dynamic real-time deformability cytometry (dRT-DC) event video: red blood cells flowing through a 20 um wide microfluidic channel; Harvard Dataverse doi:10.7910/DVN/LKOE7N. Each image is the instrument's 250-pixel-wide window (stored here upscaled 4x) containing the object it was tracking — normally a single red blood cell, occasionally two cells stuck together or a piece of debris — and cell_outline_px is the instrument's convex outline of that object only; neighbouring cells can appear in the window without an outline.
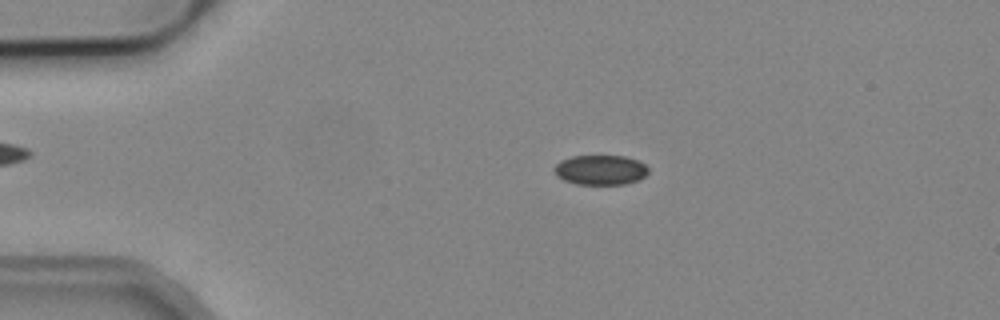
{"species": "common noctule bat (a hibernating species)", "species_latin": "Nyctalus noctula", "temperature_condition": "cold", "stored_images_in_passage": 5, "camera_frame_rate_fps": 3000, "um_per_image_px": 0.085, "animal": {"sex": "male", "body_mass_g": 19.2, "forearm_length_mm": 51.8}, "frame": {"image": 1, "passage_image": 2, "time_ms": 0.333, "image_size_px": [1000, 320], "cell_outline_px": [[648, 172], [644, 176], [636, 180], [624, 184], [576, 184], [564, 180], [556, 176], [552, 168], [560, 160], [572, 156], [624, 156], [640, 160], [648, 168]], "centroid_in_image_um": [51.0, 14.43], "position_along_channel_um": 34.0, "area_um2": 16.42}}
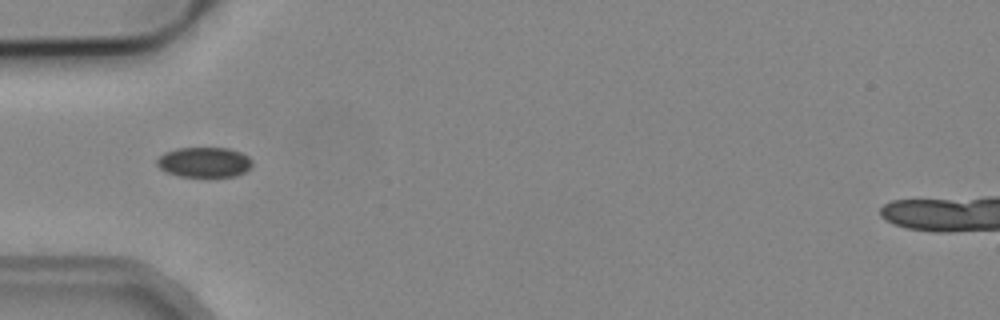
{"frame": {"image": 2, "passage_image": 3, "time_ms": 0.667, "image_size_px": [1000, 320], "cell_outline_px": [[252, 168], [236, 176], [180, 176], [164, 172], [156, 164], [156, 160], [164, 152], [176, 148], [228, 148], [240, 152], [248, 156], [252, 160]], "centroid_in_image_um": [17.35, 13.78], "position_along_channel_um": 67.6, "area_um2": 16.82}}